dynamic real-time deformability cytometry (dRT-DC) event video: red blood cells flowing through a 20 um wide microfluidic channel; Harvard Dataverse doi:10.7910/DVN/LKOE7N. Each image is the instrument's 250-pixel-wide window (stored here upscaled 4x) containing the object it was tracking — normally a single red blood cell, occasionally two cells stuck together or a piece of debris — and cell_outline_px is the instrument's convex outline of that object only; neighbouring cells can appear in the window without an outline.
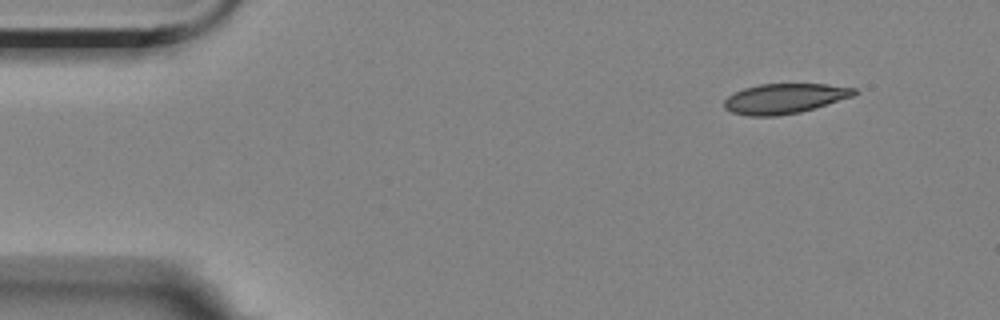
{"species": "Egyptian fruit bat (a non-hibernating species)", "species_latin": "Rousettus aegyptiacus", "temperature_condition": "room temperature", "stored_images_in_passage": 4, "camera_frame_rate_fps": 3000, "um_per_image_px": 0.085, "animal": {"sex": "female"}, "frame": {"image": 1, "passage_image": 1, "time_ms": 0.0, "image_size_px": [1000, 320], "cell_outline_px": [[856, 92], [852, 96], [800, 112], [776, 116], [748, 116], [732, 112], [724, 108], [724, 100], [728, 96], [744, 88], [760, 84], [828, 84], [856, 88]], "centroid_in_image_um": [66.65, 8.37], "position_along_channel_um": 18.4, "area_um2": 22.48}}
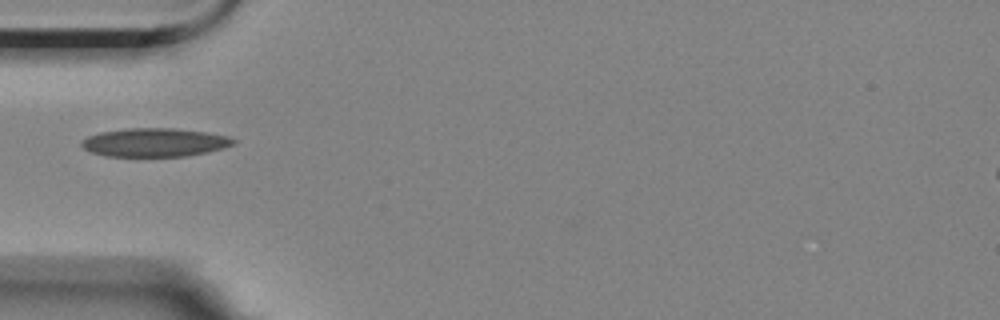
{"frame": {"image": 2, "passage_image": 4, "time_ms": 4.0, "image_size_px": [1000, 320], "cell_outline_px": [[236, 144], [224, 148], [184, 156], [108, 156], [92, 152], [84, 148], [80, 144], [80, 140], [88, 136], [100, 132], [124, 128], [176, 128], [204, 132], [228, 136], [236, 140]], "centroid_in_image_um": [13.13, 12.09], "position_along_channel_um": 71.9, "area_um2": 25.2}}